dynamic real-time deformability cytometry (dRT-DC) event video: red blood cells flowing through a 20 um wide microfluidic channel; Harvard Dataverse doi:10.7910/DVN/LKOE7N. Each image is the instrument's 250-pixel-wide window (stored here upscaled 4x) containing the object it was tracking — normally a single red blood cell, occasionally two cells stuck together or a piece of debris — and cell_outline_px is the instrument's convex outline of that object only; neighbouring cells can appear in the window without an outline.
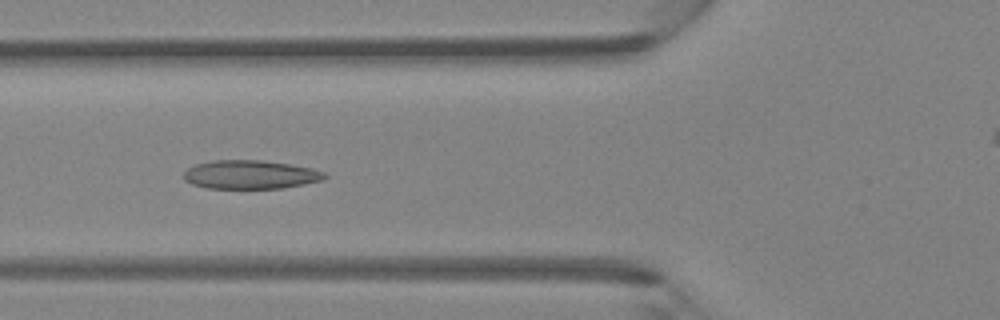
{"species": "Egyptian fruit bat (a non-hibernating species)", "species_latin": "Rousettus aegyptiacus", "temperature_condition": "room temperature", "stored_images_in_passage": 46, "camera_frame_rate_fps": 3000, "um_per_image_px": 0.085, "animal": {"sex": "female"}, "frame": {"image": 1, "passage_image": 17, "time_ms": 5.333, "image_size_px": [1000, 320], "cell_outline_px": [[328, 176], [320, 180], [304, 184], [284, 188], [208, 188], [192, 184], [184, 180], [184, 172], [188, 168], [196, 164], [212, 160], [264, 160], [312, 168], [324, 172]], "centroid_in_image_um": [21.27, 14.84], "position_along_channel_um": 104.5, "area_um2": 23.47}}
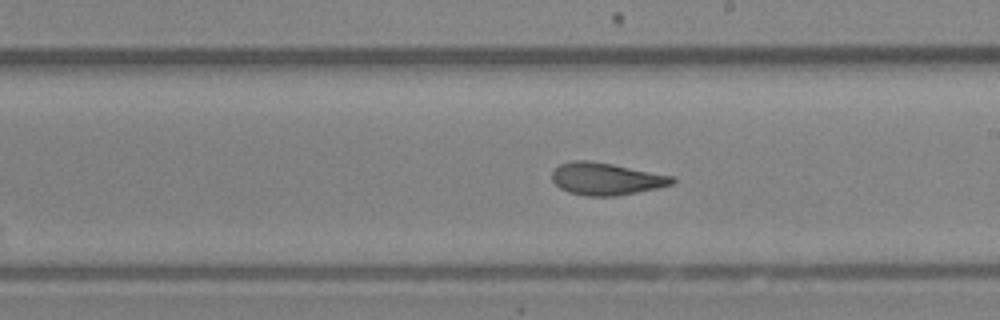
{"frame": {"image": 2, "passage_image": 26, "time_ms": 8.333, "image_size_px": [1000, 320], "cell_outline_px": [[676, 180], [672, 184], [660, 188], [616, 196], [584, 196], [568, 192], [560, 188], [552, 180], [552, 172], [560, 164], [572, 160], [588, 160], [612, 164], [676, 176]], "centroid_in_image_um": [51.55, 15.2], "position_along_channel_um": 237.4, "area_um2": 22.83}}
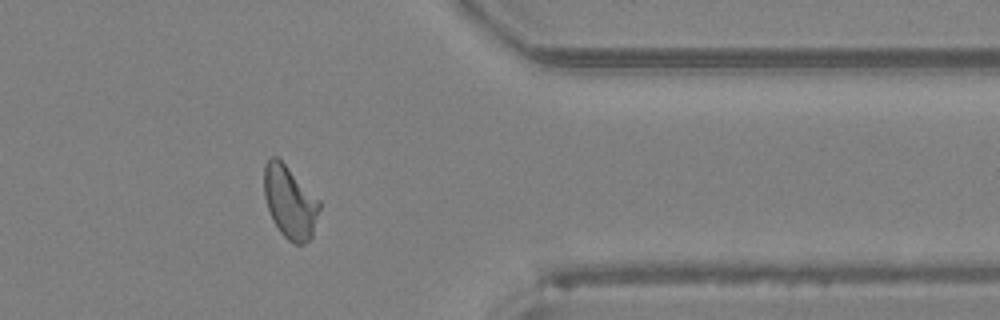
{"frame": {"image": 3, "passage_image": 37, "time_ms": 12.0, "image_size_px": [1000, 320], "cell_outline_px": [[320, 208], [312, 236], [304, 244], [296, 244], [288, 240], [280, 232], [272, 220], [264, 196], [264, 164], [272, 156], [276, 156], [320, 200]], "centroid_in_image_um": [24.63, 17.19], "position_along_channel_um": 386.8, "area_um2": 23.18}}